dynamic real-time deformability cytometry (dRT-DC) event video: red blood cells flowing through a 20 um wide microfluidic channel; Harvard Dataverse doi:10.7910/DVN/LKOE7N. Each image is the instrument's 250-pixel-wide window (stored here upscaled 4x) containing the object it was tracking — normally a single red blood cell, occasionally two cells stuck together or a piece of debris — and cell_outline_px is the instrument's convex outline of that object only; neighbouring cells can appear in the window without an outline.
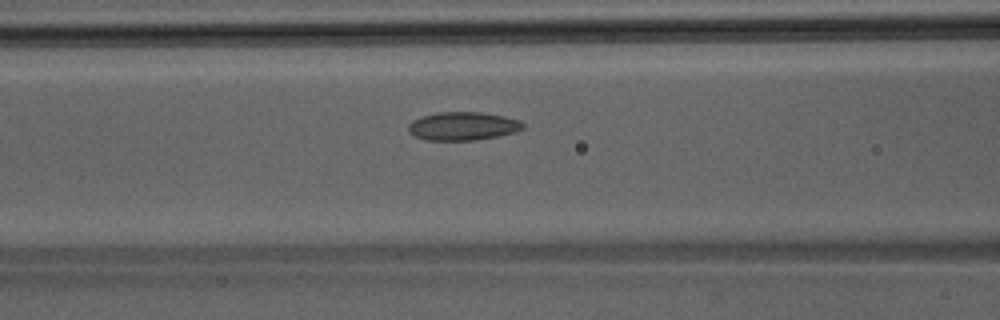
{"species": "Egyptian fruit bat (a non-hibernating species)", "species_latin": "Rousettus aegyptiacus", "temperature_condition": "room temperature", "stored_images_in_passage": 43, "camera_frame_rate_fps": 3000, "um_per_image_px": 0.085, "animal": {"sex": "male"}, "frame": {"image": 1, "passage_image": 16, "time_ms": 5.0, "image_size_px": [1000, 320], "cell_outline_px": [[524, 128], [516, 132], [476, 140], [424, 140], [408, 132], [408, 124], [412, 120], [420, 116], [436, 112], [480, 112], [504, 116], [520, 120], [524, 124]], "centroid_in_image_um": [39.32, 10.71], "position_along_channel_um": 127.3, "area_um2": 19.07}}
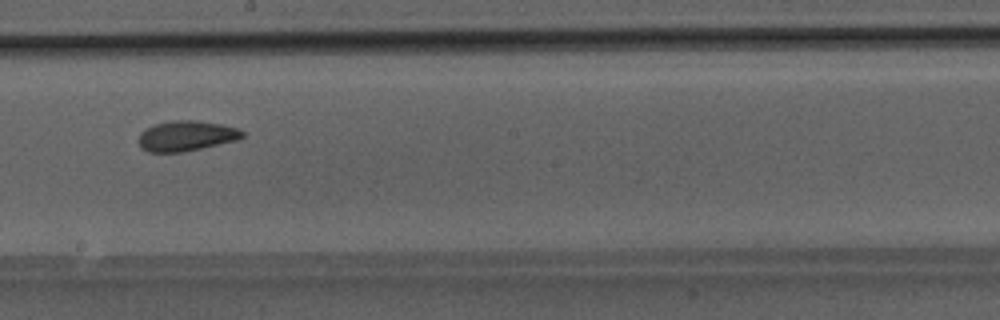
{"frame": {"image": 2, "passage_image": 23, "time_ms": 7.333, "image_size_px": [1000, 320], "cell_outline_px": [[244, 136], [236, 140], [184, 152], [148, 152], [140, 148], [136, 140], [140, 132], [144, 128], [152, 124], [172, 120], [196, 120], [220, 124], [236, 128], [244, 132]], "centroid_in_image_um": [15.74, 11.55], "position_along_channel_um": 232.5, "area_um2": 18.55}}
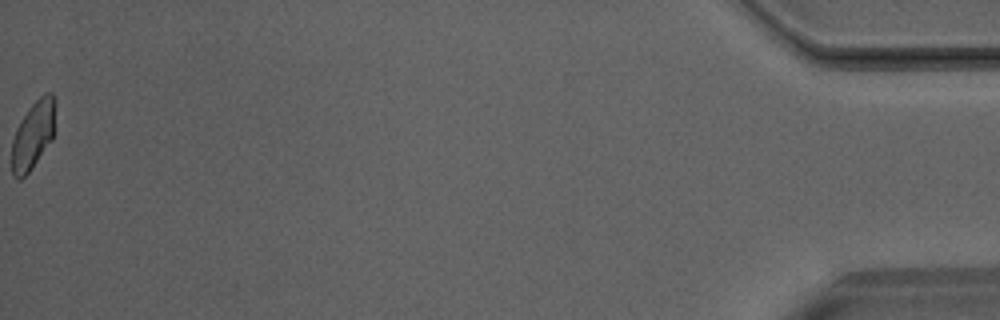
{"frame": {"image": 3, "passage_image": 43, "time_ms": 14.0, "image_size_px": [1000, 320], "cell_outline_px": [[56, 104], [52, 140], [32, 168], [20, 180], [12, 176], [12, 140], [16, 128], [20, 120], [28, 108], [44, 92], [52, 92], [56, 100]], "centroid_in_image_um": [2.82, 11.44], "position_along_channel_um": 432.4, "area_um2": 17.46}}